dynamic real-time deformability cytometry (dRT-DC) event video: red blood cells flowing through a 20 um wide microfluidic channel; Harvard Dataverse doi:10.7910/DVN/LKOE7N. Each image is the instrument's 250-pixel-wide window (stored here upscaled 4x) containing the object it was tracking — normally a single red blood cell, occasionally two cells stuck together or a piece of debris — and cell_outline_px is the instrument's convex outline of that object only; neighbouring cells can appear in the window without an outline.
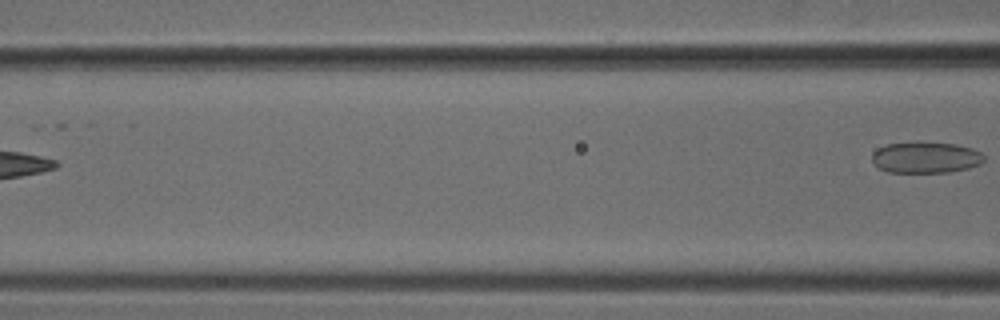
{"species": "common noctule bat (a hibernating species)", "species_latin": "Nyctalus noctula", "temperature_condition": "cold", "stored_images_in_passage": 6, "camera_frame_rate_fps": 3000, "um_per_image_px": 0.085, "animal": {"sex": "male", "body_mass_g": 18.8}, "frame": {"image": 1, "passage_image": 6, "time_ms": 1.667, "image_size_px": [1000, 320], "cell_outline_px": [[984, 160], [980, 164], [968, 168], [952, 172], [888, 172], [880, 168], [872, 160], [872, 152], [876, 148], [888, 144], [916, 140], [920, 140], [956, 144], [972, 148], [980, 152], [984, 156]], "centroid_in_image_um": [78.68, 13.35], "position_along_channel_um": 87.9, "area_um2": 20.87}}